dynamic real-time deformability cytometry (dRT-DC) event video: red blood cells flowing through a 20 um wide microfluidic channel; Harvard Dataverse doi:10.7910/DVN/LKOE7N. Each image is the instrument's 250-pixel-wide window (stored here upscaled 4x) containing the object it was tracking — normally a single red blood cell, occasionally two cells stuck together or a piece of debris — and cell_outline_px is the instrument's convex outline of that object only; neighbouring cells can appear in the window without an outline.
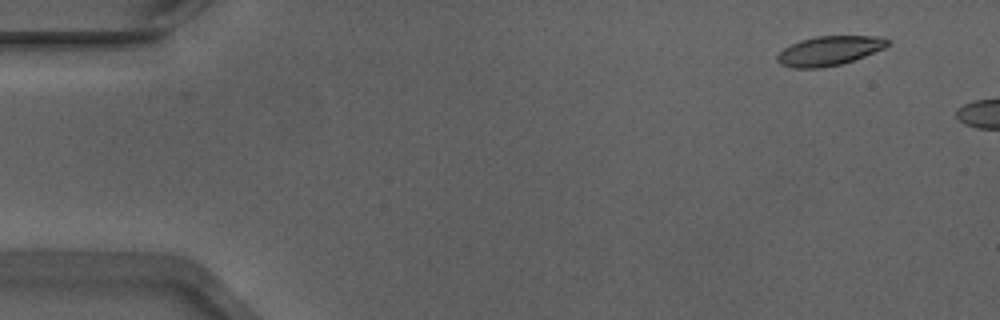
{"species": "Egyptian fruit bat (a non-hibernating species)", "species_latin": "Rousettus aegyptiacus", "temperature_condition": "warm", "stored_images_in_passage": 2, "camera_frame_rate_fps": 3000, "um_per_image_px": 0.085, "animal": {"sex": "male"}, "frame": {"image": 1, "passage_image": 1, "time_ms": 0.0, "image_size_px": [1000, 320], "cell_outline_px": [[888, 44], [884, 48], [864, 56], [840, 64], [820, 68], [792, 68], [780, 64], [776, 60], [776, 56], [784, 48], [800, 40], [816, 36], [880, 36], [888, 40]], "centroid_in_image_um": [70.45, 4.31], "position_along_channel_um": 14.6, "area_um2": 18.73}}